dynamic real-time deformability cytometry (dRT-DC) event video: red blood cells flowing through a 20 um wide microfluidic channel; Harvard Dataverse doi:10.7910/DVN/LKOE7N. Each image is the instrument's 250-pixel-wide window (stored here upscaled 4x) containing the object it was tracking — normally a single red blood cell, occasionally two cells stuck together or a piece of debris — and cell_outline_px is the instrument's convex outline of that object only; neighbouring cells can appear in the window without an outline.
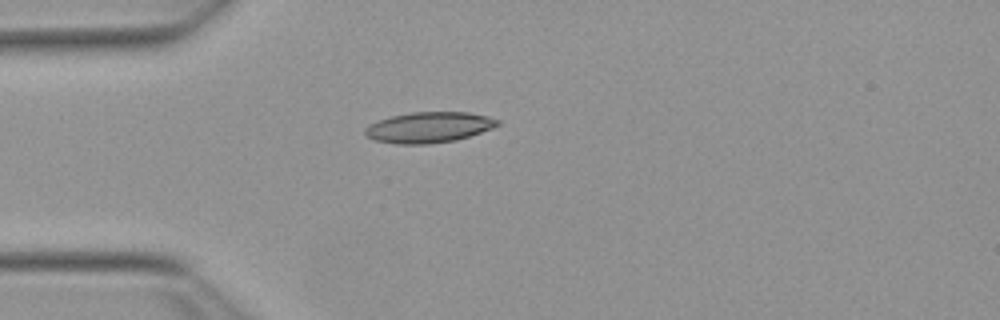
{"species": "Egyptian fruit bat (a non-hibernating species)", "species_latin": "Rousettus aegyptiacus", "temperature_condition": "warm", "stored_images_in_passage": 45, "camera_frame_rate_fps": 3000, "um_per_image_px": 0.085, "animal": {"sex": "female"}, "frame": {"image": 1, "passage_image": 6, "time_ms": 1.667, "image_size_px": [1000, 320], "cell_outline_px": [[500, 124], [492, 128], [456, 140], [428, 144], [396, 144], [376, 140], [368, 136], [364, 132], [364, 128], [368, 124], [392, 116], [412, 112], [468, 112], [488, 116], [500, 120]], "centroid_in_image_um": [36.46, 10.82], "position_along_channel_um": 48.5, "area_um2": 23.58}}
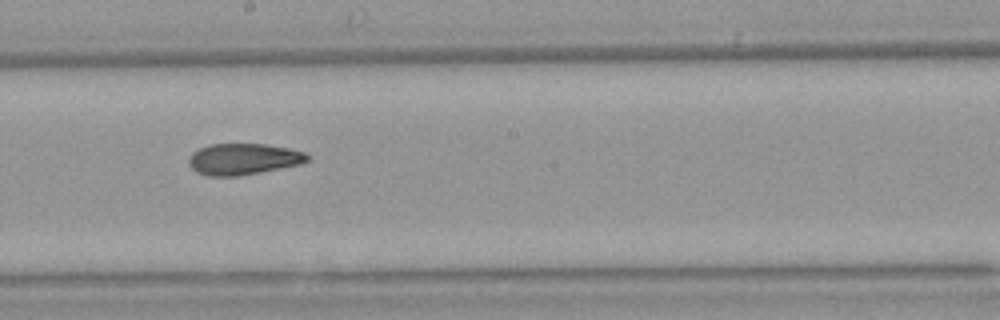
{"frame": {"image": 2, "passage_image": 21, "time_ms": 6.667, "image_size_px": [1000, 320], "cell_outline_px": [[312, 156], [308, 160], [300, 164], [260, 172], [236, 176], [208, 176], [196, 172], [188, 164], [188, 160], [192, 152], [208, 144], [264, 144], [288, 148], [304, 152]], "centroid_in_image_um": [20.67, 13.52], "position_along_channel_um": 227.5, "area_um2": 21.62}}
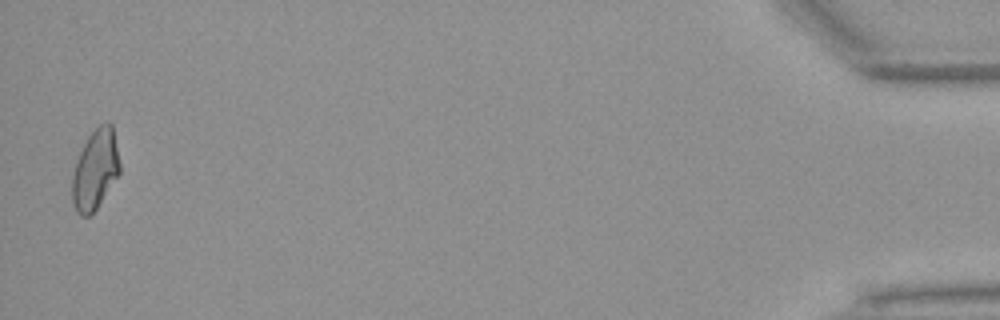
{"frame": {"image": 3, "passage_image": 44, "time_ms": 14.333, "image_size_px": [1000, 320], "cell_outline_px": [[120, 172], [96, 208], [88, 216], [80, 216], [76, 212], [72, 200], [72, 176], [80, 152], [88, 136], [104, 120], [108, 120], [112, 124], [120, 164]], "centroid_in_image_um": [8.09, 14.39], "position_along_channel_um": 427.1, "area_um2": 21.91}, "authors_computed_cell_mechanics": {"area_um2": 22.0218, "velocity_mm_per_s": 3.8339, "shape_relaxation_time_tau1_ms": null, "shape_relaxation_time_tau2_ms": 3.4483, "deformation_change_tau1": null, "deformation_change_tau2": 0.1036}}